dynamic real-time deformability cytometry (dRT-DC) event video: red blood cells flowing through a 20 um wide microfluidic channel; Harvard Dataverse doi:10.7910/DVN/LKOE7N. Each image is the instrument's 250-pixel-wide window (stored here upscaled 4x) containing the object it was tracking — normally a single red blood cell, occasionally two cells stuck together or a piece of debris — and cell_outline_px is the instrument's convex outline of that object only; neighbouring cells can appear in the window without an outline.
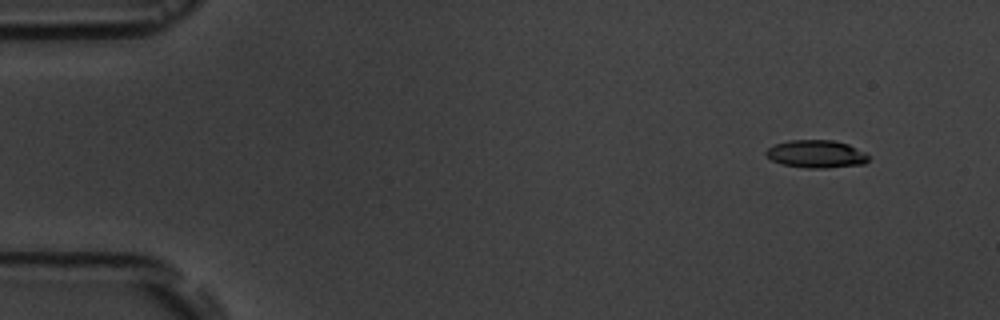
{"species": "common noctule bat (a hibernating species)", "species_latin": "Nyctalus noctula", "temperature_condition": "room temperature", "stored_images_in_passage": 5, "camera_frame_rate_fps": 3000, "um_per_image_px": 0.085, "animal": {"sex": "male", "body_mass_g": 19.5, "forearm_length_mm": 54.6}, "frame": {"image": 1, "passage_image": 1, "time_ms": 0.0, "image_size_px": [1000, 320], "cell_outline_px": [[868, 160], [864, 164], [828, 168], [804, 168], [784, 164], [772, 160], [764, 152], [768, 148], [776, 144], [788, 140], [832, 140], [848, 144], [864, 152], [868, 156]], "centroid_in_image_um": [69.39, 13.09], "position_along_channel_um": 15.6, "area_um2": 16.47}}
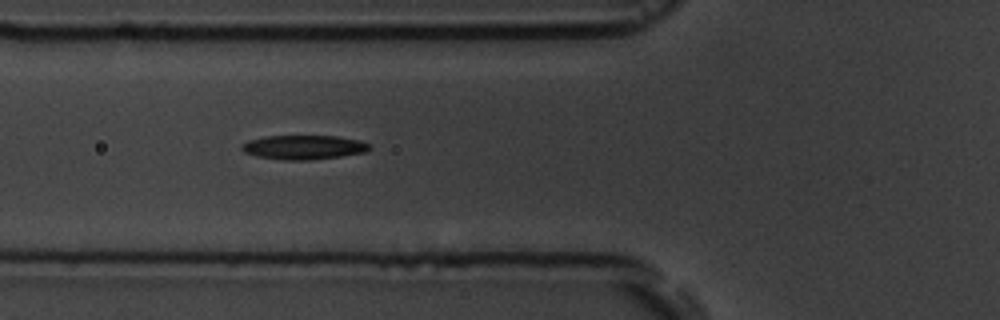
{"frame": {"image": 2, "passage_image": 5, "time_ms": 5.333, "image_size_px": [1000, 320], "cell_outline_px": [[372, 148], [364, 152], [340, 156], [312, 160], [284, 160], [256, 156], [244, 152], [240, 148], [248, 140], [264, 136], [336, 136], [360, 140], [368, 144]], "centroid_in_image_um": [25.8, 12.52], "position_along_channel_um": 100.0, "area_um2": 17.98}}